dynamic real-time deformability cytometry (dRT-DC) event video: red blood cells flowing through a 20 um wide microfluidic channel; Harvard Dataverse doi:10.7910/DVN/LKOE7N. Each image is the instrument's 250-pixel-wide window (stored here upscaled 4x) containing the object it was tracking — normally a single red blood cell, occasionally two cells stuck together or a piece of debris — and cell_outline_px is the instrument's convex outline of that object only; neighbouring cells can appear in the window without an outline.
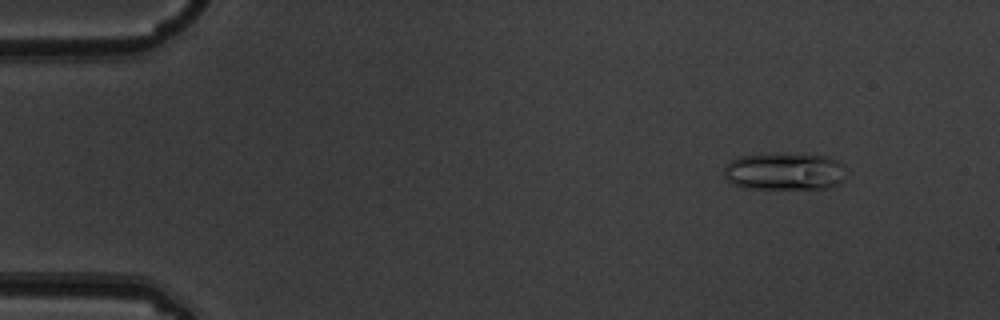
{"species": "common noctule bat (a hibernating species)", "species_latin": "Nyctalus noctula", "temperature_condition": "warm", "stored_images_in_passage": 4, "camera_frame_rate_fps": 3000, "um_per_image_px": 0.085, "animal": {"sex": "male", "body_mass_g": 19.5, "forearm_length_mm": 54.6}, "frame": {"image": 1, "passage_image": 1, "time_ms": 0.0, "image_size_px": [1000, 320], "cell_outline_px": [[844, 180], [828, 188], [744, 188], [732, 184], [724, 176], [724, 164], [740, 156], [828, 156], [844, 164]], "centroid_in_image_um": [66.67, 14.61], "position_along_channel_um": 18.3, "area_um2": 25.72}}